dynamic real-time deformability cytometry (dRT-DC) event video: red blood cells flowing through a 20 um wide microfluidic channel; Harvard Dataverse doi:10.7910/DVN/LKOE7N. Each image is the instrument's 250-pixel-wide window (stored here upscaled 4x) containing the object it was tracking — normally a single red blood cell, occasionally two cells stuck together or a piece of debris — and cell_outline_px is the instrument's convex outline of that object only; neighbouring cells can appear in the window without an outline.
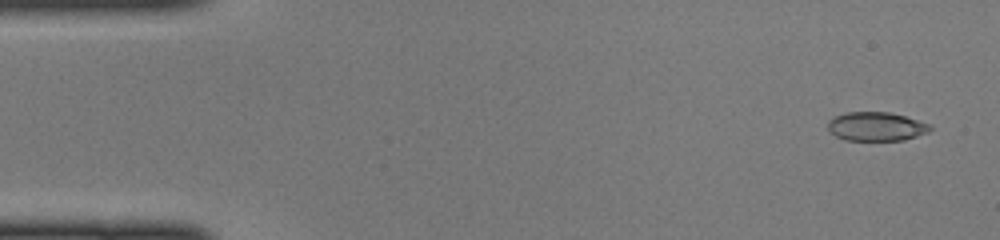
{"species": "common noctule bat (a hibernating species)", "species_latin": "Nyctalus noctula", "temperature_condition": "cold", "stored_images_in_passage": 46, "camera_frame_rate_fps": 3000, "um_per_image_px": 0.085, "animal": {"sex": "female", "body_mass_g": 22.0, "forearm_length_mm": 56.7}, "frame": {"image": 1, "passage_image": 2, "time_ms": 0.333, "image_size_px": [1000, 240], "cell_outline_px": [[932, 128], [928, 132], [904, 140], [844, 140], [836, 136], [828, 128], [828, 120], [832, 116], [844, 112], [888, 112], [904, 116], [932, 124]], "centroid_in_image_um": [74.46, 10.74], "position_along_channel_um": 10.5, "area_um2": 17.28}}
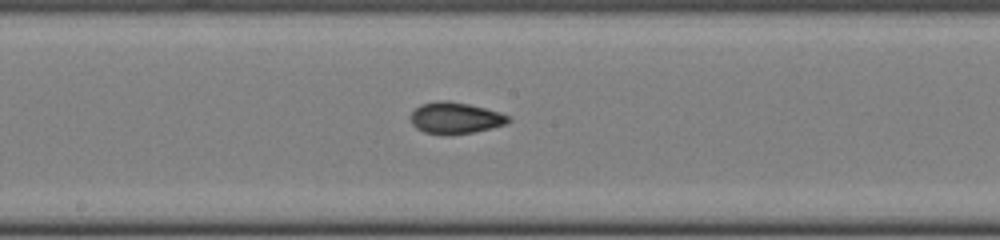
{"frame": {"image": 2, "passage_image": 24, "time_ms": 7.667, "image_size_px": [1000, 240], "cell_outline_px": [[512, 120], [508, 124], [476, 132], [448, 136], [444, 136], [424, 132], [416, 128], [412, 124], [412, 112], [420, 104], [436, 100], [448, 100], [468, 104], [500, 112], [508, 116]], "centroid_in_image_um": [38.72, 10.05], "position_along_channel_um": 209.5, "area_um2": 18.26}}
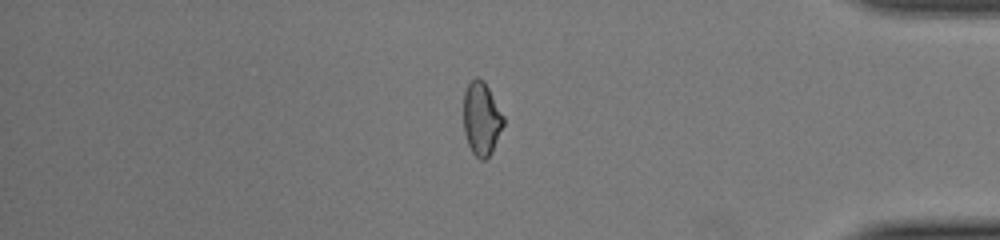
{"frame": {"image": 3, "passage_image": 39, "time_ms": 12.667, "image_size_px": [1000, 240], "cell_outline_px": [[504, 124], [492, 152], [484, 160], [480, 160], [472, 152], [468, 144], [464, 132], [464, 92], [468, 84], [476, 76], [484, 80], [504, 116]], "centroid_in_image_um": [40.93, 10.08], "position_along_channel_um": 394.3, "area_um2": 17.05}}